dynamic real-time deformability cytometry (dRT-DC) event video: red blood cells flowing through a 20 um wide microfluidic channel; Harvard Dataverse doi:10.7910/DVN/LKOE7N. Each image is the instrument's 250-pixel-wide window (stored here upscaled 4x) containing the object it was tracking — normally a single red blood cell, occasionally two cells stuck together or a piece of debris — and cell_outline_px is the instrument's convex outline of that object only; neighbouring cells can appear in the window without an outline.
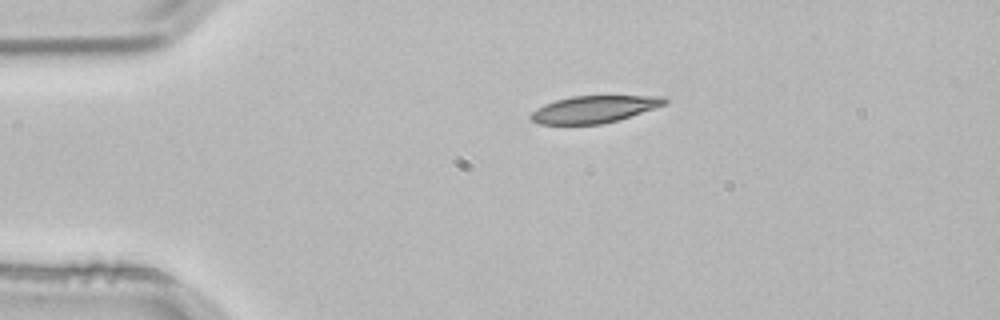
{"species": "common noctule bat (a hibernating species)", "species_latin": "Nyctalus noctula", "temperature_condition": "room temperature", "stored_images_in_passage": 3, "camera_frame_rate_fps": 3000, "um_per_image_px": 0.085, "animal": {"sex": "male", "body_mass_g": 21.5, "forearm_length_mm": 52.0}, "frame": {"image": 1, "passage_image": 3, "time_ms": 0.667, "image_size_px": [1000, 320], "cell_outline_px": [[668, 104], [616, 120], [600, 124], [540, 124], [532, 120], [528, 116], [536, 108], [544, 104], [556, 100], [572, 96], [664, 96], [668, 100]], "centroid_in_image_um": [50.49, 9.28], "position_along_channel_um": 34.5, "area_um2": 20.98}}